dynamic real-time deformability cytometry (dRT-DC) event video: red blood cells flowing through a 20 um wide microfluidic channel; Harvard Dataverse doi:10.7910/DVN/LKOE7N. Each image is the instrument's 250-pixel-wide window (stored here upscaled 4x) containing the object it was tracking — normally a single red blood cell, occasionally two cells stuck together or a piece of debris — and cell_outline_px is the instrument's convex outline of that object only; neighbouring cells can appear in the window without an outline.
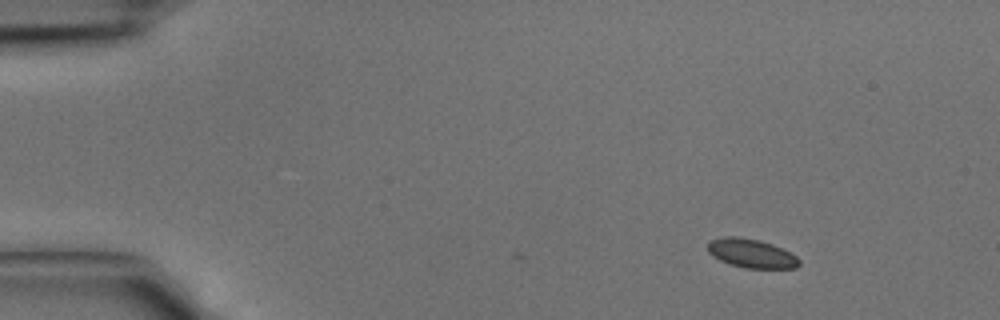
{"species": "common noctule bat (a hibernating species)", "species_latin": "Nyctalus noctula", "temperature_condition": "cold", "stored_images_in_passage": 2, "camera_frame_rate_fps": 3000, "um_per_image_px": 0.085, "animal": {"sex": "male", "body_mass_g": 15.6}, "frame": {"image": 1, "passage_image": 2, "time_ms": 0.333, "image_size_px": [1000, 320], "cell_outline_px": [[800, 264], [796, 268], [744, 268], [728, 264], [712, 256], [708, 252], [708, 244], [712, 240], [724, 236], [736, 236], [756, 240], [772, 244], [796, 256], [800, 260]], "centroid_in_image_um": [63.84, 21.55], "position_along_channel_um": 21.2, "area_um2": 15.26}}